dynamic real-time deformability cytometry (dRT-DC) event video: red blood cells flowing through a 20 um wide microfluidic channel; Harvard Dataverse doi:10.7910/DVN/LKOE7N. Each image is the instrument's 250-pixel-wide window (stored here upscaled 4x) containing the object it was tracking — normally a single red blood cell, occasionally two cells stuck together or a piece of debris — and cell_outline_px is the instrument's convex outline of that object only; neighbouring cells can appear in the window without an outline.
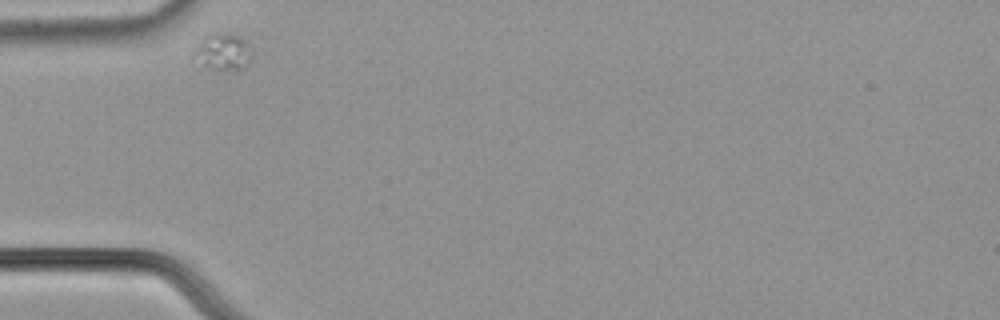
{"species": "common noctule bat (a hibernating species)", "species_latin": "Nyctalus noctula", "temperature_condition": "cold", "stored_images_in_passage": 31, "camera_frame_rate_fps": 3000, "um_per_image_px": 0.085, "animal": {"sex": "male", "body_mass_g": 21.5, "forearm_length_mm": 52.0}, "frame": {"image": 1, "passage_image": 1, "time_ms": 0.0, "image_size_px": [1000, 320], "cell_outline_px": [[252, 56], [244, 68], [200, 68], [192, 56], [192, 52], [212, 32], [228, 32], [240, 36], [252, 48]], "centroid_in_image_um": [18.93, 4.39], "position_along_channel_um": 66.1, "area_um2": 12.43}}
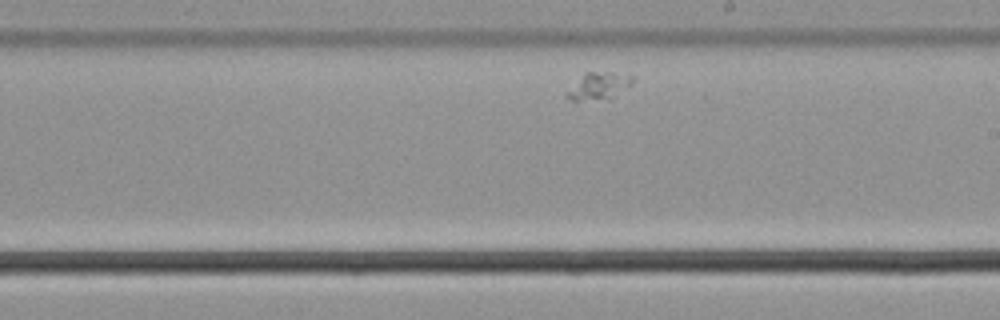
{"frame": {"image": 2, "passage_image": 18, "time_ms": 5.667, "image_size_px": [1000, 320], "cell_outline_px": [[632, 84], [612, 100], [572, 100], [564, 96], [564, 92], [584, 72], [632, 72]], "centroid_in_image_um": [50.92, 7.3], "position_along_channel_um": 238.1, "area_um2": 11.04}}
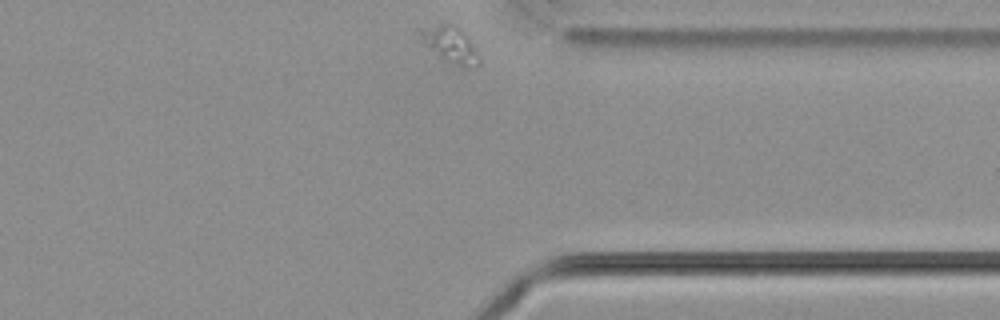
{"frame": {"image": 3, "passage_image": 31, "time_ms": 10.0, "image_size_px": [1000, 320], "cell_outline_px": [[480, 64], [452, 64], [440, 56], [420, 40], [420, 32], [440, 20], [448, 24], [460, 32], [468, 40], [480, 56]], "centroid_in_image_um": [38.22, 3.75], "position_along_channel_um": 373.2, "area_um2": 11.39}}